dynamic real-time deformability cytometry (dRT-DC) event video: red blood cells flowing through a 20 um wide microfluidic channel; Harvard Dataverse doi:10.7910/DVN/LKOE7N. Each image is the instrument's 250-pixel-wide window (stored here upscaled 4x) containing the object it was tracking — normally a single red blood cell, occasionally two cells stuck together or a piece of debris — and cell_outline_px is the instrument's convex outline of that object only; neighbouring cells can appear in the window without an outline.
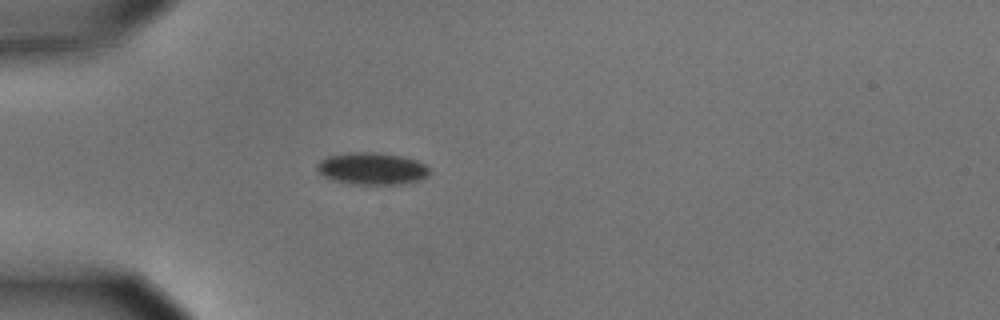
{"species": "common noctule bat (a hibernating species)", "species_latin": "Nyctalus noctula", "temperature_condition": "cold", "stored_images_in_passage": 3, "camera_frame_rate_fps": 3000, "um_per_image_px": 0.085, "animal": {"sex": "male", "body_mass_g": 15.6}, "frame": {"image": 1, "passage_image": 1, "time_ms": 0.0, "image_size_px": [1000, 320], "cell_outline_px": [[432, 172], [428, 176], [420, 180], [400, 184], [352, 184], [332, 180], [324, 176], [316, 168], [316, 164], [324, 156], [348, 152], [376, 152], [404, 156], [416, 160], [424, 164]], "centroid_in_image_um": [31.61, 14.32], "position_along_channel_um": 53.4, "area_um2": 21.33}}
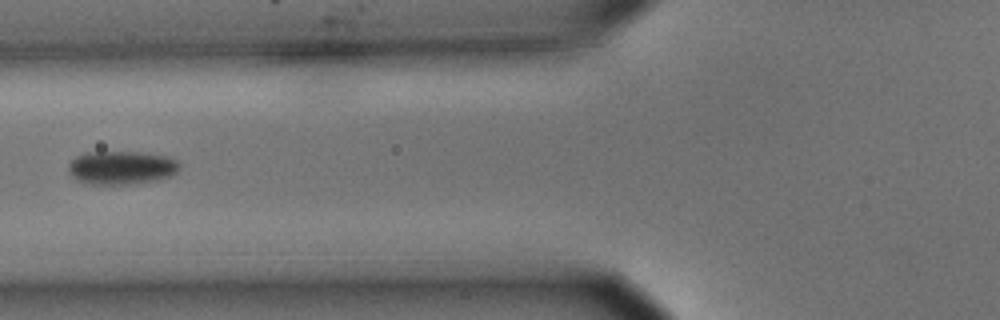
{"frame": {"image": 2, "passage_image": 3, "time_ms": 0.667, "image_size_px": [1000, 320], "cell_outline_px": [[180, 168], [172, 176], [156, 180], [136, 184], [84, 184], [76, 180], [68, 172], [68, 164], [76, 156], [88, 152], [140, 152], [172, 156], [180, 160]], "centroid_in_image_um": [10.36, 14.25], "position_along_channel_um": 115.4, "area_um2": 22.2}}